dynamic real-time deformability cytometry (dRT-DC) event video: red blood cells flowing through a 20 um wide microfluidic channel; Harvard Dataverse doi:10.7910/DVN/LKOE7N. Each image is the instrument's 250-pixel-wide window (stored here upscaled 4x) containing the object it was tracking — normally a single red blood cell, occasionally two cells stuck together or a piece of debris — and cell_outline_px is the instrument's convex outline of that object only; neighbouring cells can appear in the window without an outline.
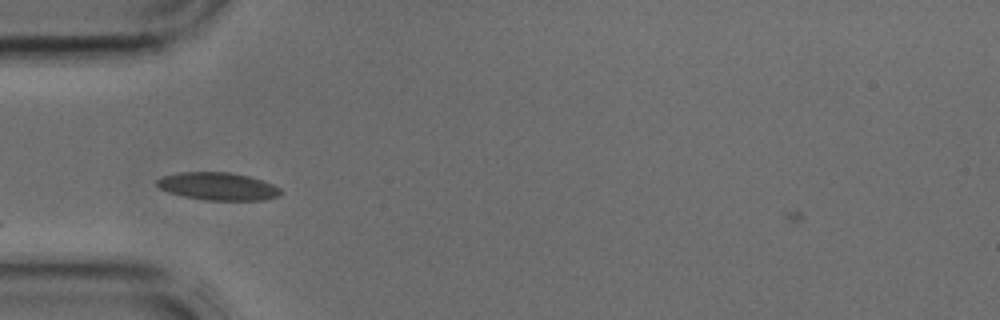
{"species": "common noctule bat (a hibernating species)", "species_latin": "Nyctalus noctula", "temperature_condition": "cold", "stored_images_in_passage": 20, "camera_frame_rate_fps": 3000, "um_per_image_px": 0.085, "animal": {"sex": "male", "body_mass_g": 17.9, "forearm_length_mm": 54.2}, "frame": {"image": 1, "passage_image": 3, "time_ms": 0.667, "image_size_px": [1000, 320], "cell_outline_px": [[284, 192], [280, 196], [264, 200], [204, 200], [184, 196], [168, 192], [160, 188], [156, 184], [156, 180], [164, 176], [180, 172], [228, 172], [248, 176], [264, 180], [280, 188]], "centroid_in_image_um": [18.57, 15.84], "position_along_channel_um": 66.4, "area_um2": 20.06}}
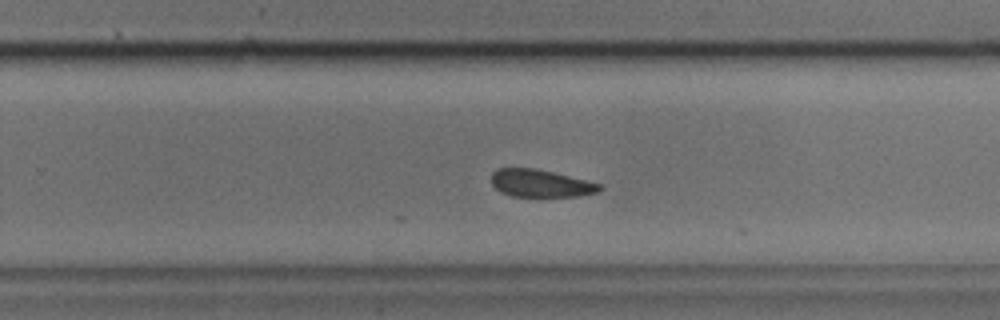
{"frame": {"image": 2, "passage_image": 17, "time_ms": 5.333, "image_size_px": [1000, 320], "cell_outline_px": [[604, 188], [600, 192], [580, 196], [512, 196], [500, 192], [492, 184], [492, 172], [496, 168], [536, 168], [600, 184]], "centroid_in_image_um": [45.95, 15.58], "position_along_channel_um": 283.9, "area_um2": 17.28}}
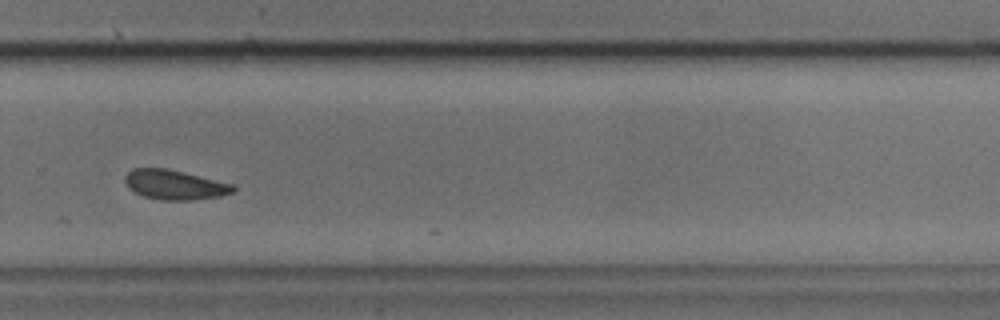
{"frame": {"image": 3, "passage_image": 19, "time_ms": 6.0, "image_size_px": [1000, 320], "cell_outline_px": [[236, 188], [232, 192], [220, 196], [192, 200], [160, 200], [144, 196], [128, 188], [124, 180], [124, 176], [132, 168], [164, 168], [236, 184]], "centroid_in_image_um": [14.85, 15.7], "position_along_channel_um": 315.0, "area_um2": 18.67}}